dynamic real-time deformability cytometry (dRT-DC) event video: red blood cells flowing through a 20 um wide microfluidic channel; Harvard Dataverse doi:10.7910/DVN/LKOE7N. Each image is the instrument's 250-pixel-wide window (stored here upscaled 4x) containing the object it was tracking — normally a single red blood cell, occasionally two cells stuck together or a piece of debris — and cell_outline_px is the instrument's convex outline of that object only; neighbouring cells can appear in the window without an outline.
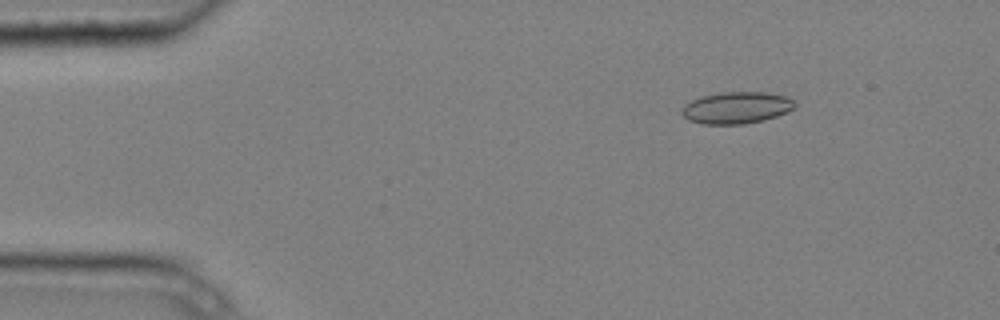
{"species": "common noctule bat (a hibernating species)", "species_latin": "Nyctalus noctula", "temperature_condition": "cold", "stored_images_in_passage": 6, "camera_frame_rate_fps": 3000, "um_per_image_px": 0.085, "animal": {"sex": "male", "body_mass_g": 20.4}, "frame": {"image": 1, "passage_image": 3, "time_ms": 0.667, "image_size_px": [1000, 320], "cell_outline_px": [[796, 104], [788, 112], [764, 120], [744, 124], [700, 124], [688, 120], [680, 112], [684, 104], [700, 96], [720, 92], [764, 92], [788, 96]], "centroid_in_image_um": [62.57, 9.15], "position_along_channel_um": 22.4, "area_um2": 21.1}}
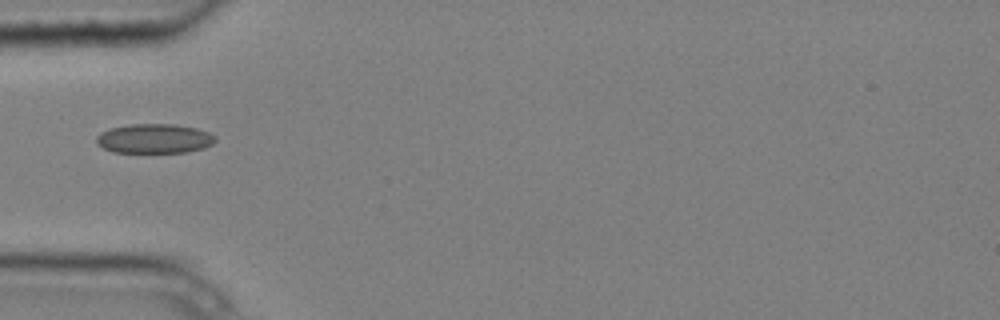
{"frame": {"image": 2, "passage_image": 6, "time_ms": 1.667, "image_size_px": [1000, 320], "cell_outline_px": [[216, 140], [212, 144], [204, 148], [184, 152], [112, 152], [96, 144], [96, 136], [100, 132], [112, 128], [128, 124], [176, 124], [196, 128], [208, 132], [216, 136]], "centroid_in_image_um": [13.11, 11.77], "position_along_channel_um": 71.9, "area_um2": 20.46}}